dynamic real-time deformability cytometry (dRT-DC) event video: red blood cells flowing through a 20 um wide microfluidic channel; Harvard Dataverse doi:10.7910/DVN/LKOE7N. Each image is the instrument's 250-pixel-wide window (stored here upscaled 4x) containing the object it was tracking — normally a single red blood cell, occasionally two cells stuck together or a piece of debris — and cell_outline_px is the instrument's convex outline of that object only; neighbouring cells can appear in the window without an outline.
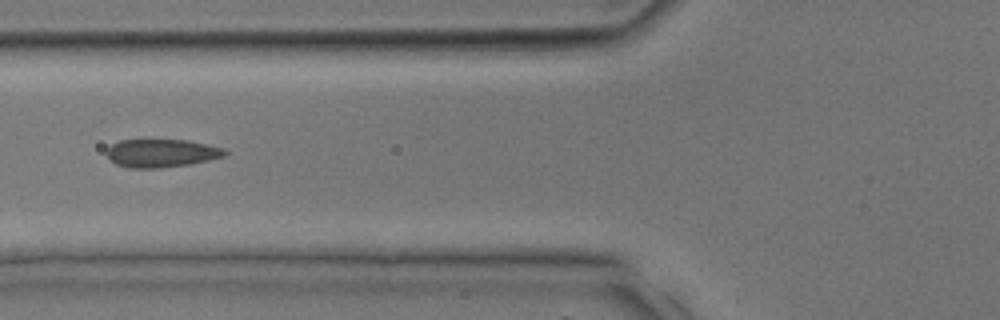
{"species": "common noctule bat (a hibernating species)", "species_latin": "Nyctalus noctula", "temperature_condition": "room temperature", "stored_images_in_passage": 23, "camera_frame_rate_fps": 3000, "um_per_image_px": 0.085, "animal": {"sex": "male", "body_mass_g": 17.9, "forearm_length_mm": 54.2}, "frame": {"image": 1, "passage_image": 4, "time_ms": 1.0, "image_size_px": [1000, 320], "cell_outline_px": [[228, 152], [224, 156], [208, 160], [188, 164], [160, 168], [128, 168], [116, 164], [104, 152], [112, 144], [120, 140], [188, 140], [208, 144], [224, 148]], "centroid_in_image_um": [13.72, 13.01], "position_along_channel_um": 112.1, "area_um2": 19.36}}
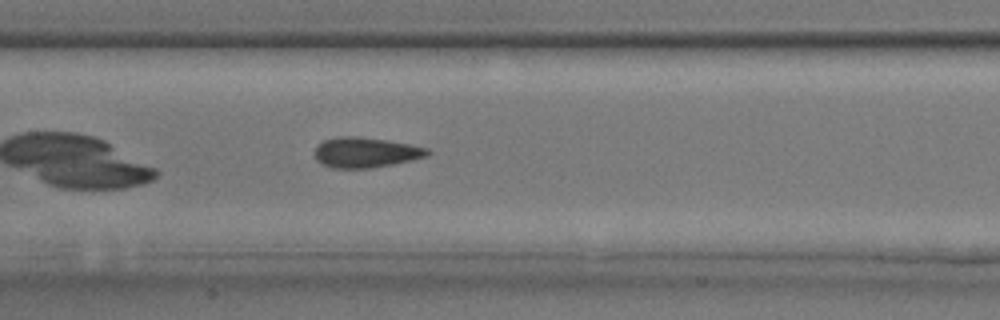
{"frame": {"image": 2, "passage_image": 7, "time_ms": 2.0, "image_size_px": [1000, 320], "cell_outline_px": [[432, 152], [428, 156], [412, 160], [392, 164], [368, 168], [332, 168], [320, 164], [316, 160], [316, 144], [324, 140], [340, 136], [356, 136], [388, 140], [428, 148]], "centroid_in_image_um": [31.07, 12.95], "position_along_channel_um": 176.3, "area_um2": 19.94}}
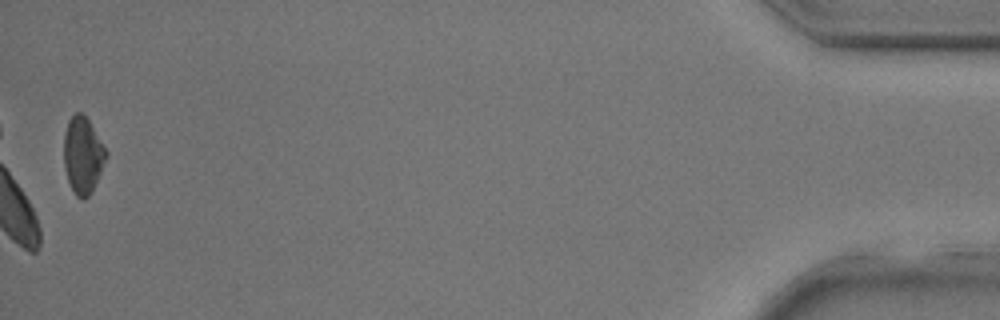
{"frame": {"image": 3, "passage_image": 23, "time_ms": 7.333, "image_size_px": [1000, 320], "cell_outline_px": [[108, 156], [88, 196], [84, 200], [76, 196], [68, 180], [64, 168], [64, 132], [68, 120], [76, 112], [80, 112], [88, 120], [108, 152]], "centroid_in_image_um": [7.02, 13.17], "position_along_channel_um": 428.2, "area_um2": 18.55}}